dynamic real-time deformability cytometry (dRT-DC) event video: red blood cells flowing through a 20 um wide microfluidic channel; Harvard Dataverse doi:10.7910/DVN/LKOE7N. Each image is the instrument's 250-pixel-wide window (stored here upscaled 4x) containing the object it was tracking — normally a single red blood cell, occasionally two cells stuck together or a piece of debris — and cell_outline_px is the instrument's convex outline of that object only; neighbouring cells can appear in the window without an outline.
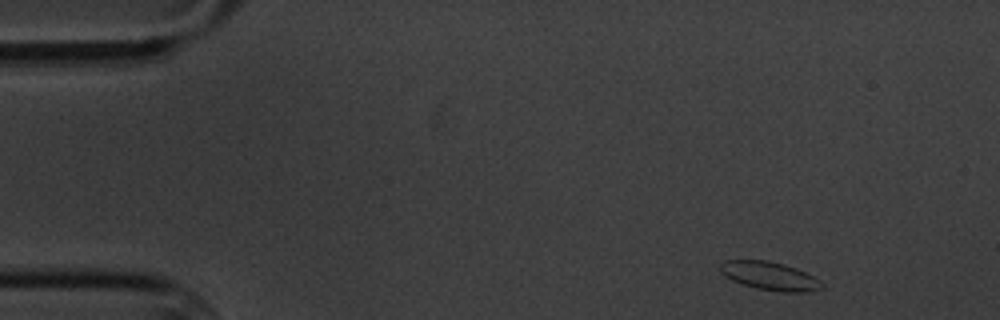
{"species": "common noctule bat (a hibernating species)", "species_latin": "Nyctalus noctula", "temperature_condition": "cold", "stored_images_in_passage": 5, "camera_frame_rate_fps": 3000, "um_per_image_px": 0.085, "animal": {"sex": "male", "body_mass_g": 20.1, "forearm_length_mm": 53.5}, "frame": {"image": 1, "passage_image": 1, "time_ms": 0.0, "image_size_px": [1000, 320], "cell_outline_px": [[824, 288], [804, 292], [784, 292], [756, 288], [740, 284], [724, 276], [720, 272], [720, 264], [724, 260], [768, 260], [784, 264], [796, 268], [820, 280], [824, 284]], "centroid_in_image_um": [65.41, 23.45], "position_along_channel_um": 19.6, "area_um2": 16.88}}
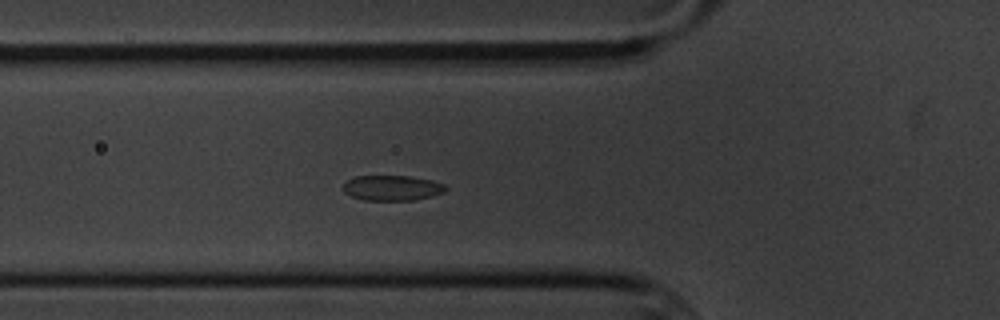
{"frame": {"image": 2, "passage_image": 5, "time_ms": 4.667, "image_size_px": [1000, 320], "cell_outline_px": [[448, 188], [444, 192], [432, 196], [412, 200], [364, 200], [352, 196], [344, 192], [344, 184], [348, 180], [356, 176], [408, 176], [432, 180], [444, 184]], "centroid_in_image_um": [33.35, 15.97], "position_along_channel_um": 92.4, "area_um2": 14.97}}